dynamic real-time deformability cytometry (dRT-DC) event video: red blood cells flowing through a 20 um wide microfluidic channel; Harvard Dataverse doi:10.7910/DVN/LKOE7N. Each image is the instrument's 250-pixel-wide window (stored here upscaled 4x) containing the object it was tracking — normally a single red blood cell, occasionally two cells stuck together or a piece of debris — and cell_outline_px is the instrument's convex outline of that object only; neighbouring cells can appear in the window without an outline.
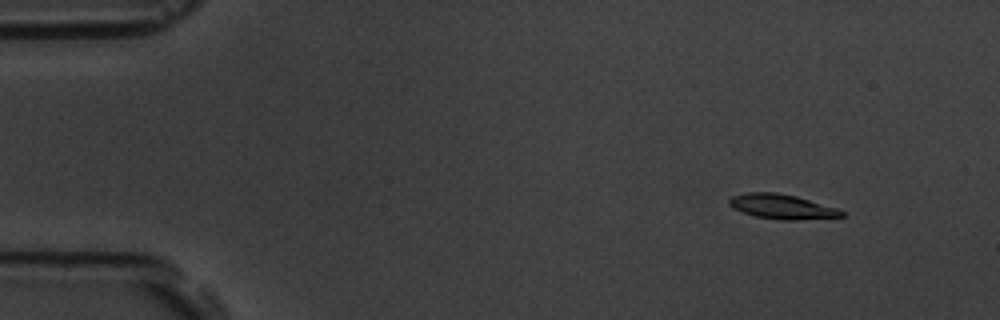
{"species": "common noctule bat (a hibernating species)", "species_latin": "Nyctalus noctula", "temperature_condition": "room temperature", "stored_images_in_passage": 5, "camera_frame_rate_fps": 3000, "um_per_image_px": 0.085, "animal": {"sex": "male", "body_mass_g": 19.5, "forearm_length_mm": 54.6}, "frame": {"image": 1, "passage_image": 2, "time_ms": 1.0, "image_size_px": [1000, 320], "cell_outline_px": [[844, 216], [796, 220], [780, 220], [756, 216], [732, 208], [728, 204], [728, 200], [732, 196], [744, 192], [776, 192], [796, 196], [836, 208], [844, 212]], "centroid_in_image_um": [66.41, 17.55], "position_along_channel_um": 18.6, "area_um2": 16.07}}
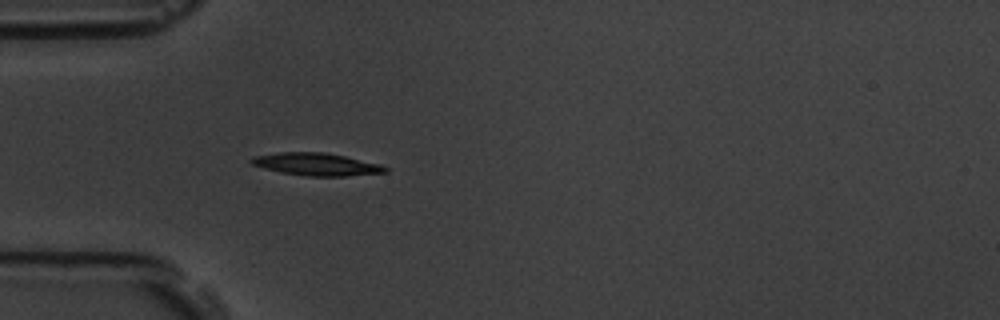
{"frame": {"image": 2, "passage_image": 5, "time_ms": 4.667, "image_size_px": [1000, 320], "cell_outline_px": [[388, 172], [344, 176], [304, 176], [280, 172], [264, 168], [252, 164], [248, 160], [252, 156], [280, 152], [324, 152], [344, 156], [380, 164], [388, 168]], "centroid_in_image_um": [26.86, 13.96], "position_along_channel_um": 58.1, "area_um2": 17.57}}